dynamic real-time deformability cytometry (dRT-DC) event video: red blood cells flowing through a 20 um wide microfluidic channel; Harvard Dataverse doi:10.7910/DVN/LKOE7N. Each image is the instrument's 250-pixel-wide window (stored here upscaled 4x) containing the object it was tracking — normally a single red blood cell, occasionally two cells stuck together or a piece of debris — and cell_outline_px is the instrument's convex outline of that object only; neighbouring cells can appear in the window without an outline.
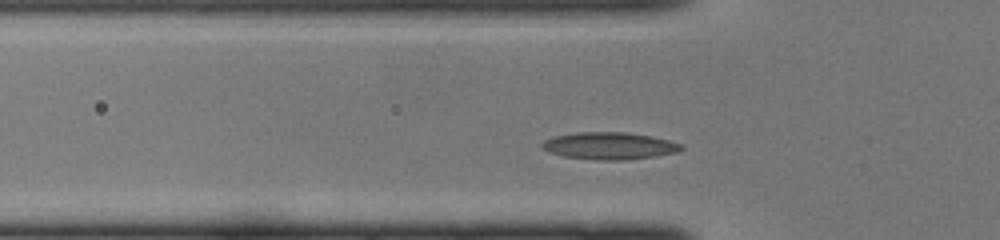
{"species": "common noctule bat (a hibernating species)", "species_latin": "Nyctalus noctula", "temperature_condition": "cold", "stored_images_in_passage": 29, "camera_frame_rate_fps": 3000, "um_per_image_px": 0.085, "animal": {"sex": "female", "body_mass_g": 22.0, "forearm_length_mm": 56.7}, "frame": {"image": 1, "passage_image": 5, "time_ms": 1.333, "image_size_px": [1000, 240], "cell_outline_px": [[684, 148], [676, 152], [656, 156], [624, 160], [600, 160], [564, 156], [548, 152], [540, 144], [544, 140], [552, 136], [576, 132], [624, 132], [648, 136], [668, 140], [680, 144]], "centroid_in_image_um": [51.75, 12.39], "position_along_channel_um": 74.0, "area_um2": 21.85}}
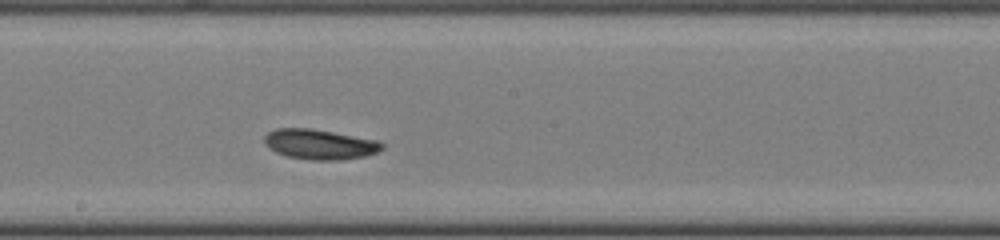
{"frame": {"image": 2, "passage_image": 15, "time_ms": 4.667, "image_size_px": [1000, 240], "cell_outline_px": [[384, 148], [376, 152], [364, 156], [340, 160], [312, 160], [288, 156], [276, 152], [268, 148], [264, 144], [264, 136], [268, 132], [276, 128], [312, 128], [376, 140], [384, 144]], "centroid_in_image_um": [27.14, 12.26], "position_along_channel_um": 221.1, "area_um2": 20.58}}
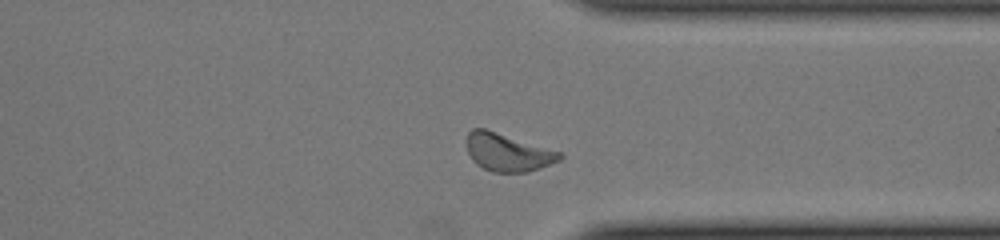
{"frame": {"image": 3, "passage_image": 25, "time_ms": 8.0, "image_size_px": [1000, 240], "cell_outline_px": [[564, 156], [560, 160], [540, 168], [524, 172], [492, 172], [476, 164], [472, 160], [468, 152], [464, 140], [468, 132], [472, 128], [484, 128], [560, 152]], "centroid_in_image_um": [43.09, 12.94], "position_along_channel_um": 368.3, "area_um2": 20.4}}